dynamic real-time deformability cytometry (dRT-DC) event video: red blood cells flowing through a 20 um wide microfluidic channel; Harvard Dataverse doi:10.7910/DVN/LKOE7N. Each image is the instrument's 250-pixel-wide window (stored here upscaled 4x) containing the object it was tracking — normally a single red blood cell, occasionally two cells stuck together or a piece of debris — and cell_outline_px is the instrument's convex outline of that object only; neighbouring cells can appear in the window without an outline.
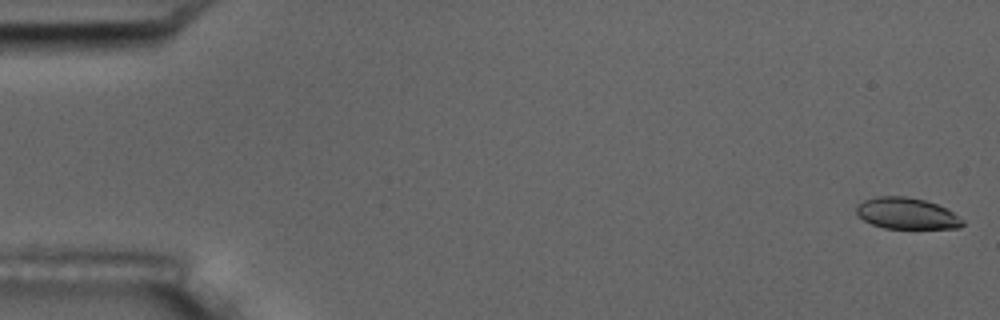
{"species": "common noctule bat (a hibernating species)", "species_latin": "Nyctalus noctula", "temperature_condition": "room temperature", "stored_images_in_passage": 5, "camera_frame_rate_fps": 3000, "um_per_image_px": 0.085, "animal": {"sex": "male", "body_mass_g": 17.5, "forearm_length_mm": 52.3}, "frame": {"image": 1, "passage_image": 1, "time_ms": 0.0, "image_size_px": [1000, 320], "cell_outline_px": [[964, 224], [960, 228], [884, 228], [872, 224], [864, 220], [856, 212], [856, 204], [864, 200], [880, 196], [904, 196], [924, 200], [936, 204], [952, 212], [964, 220]], "centroid_in_image_um": [77.06, 18.14], "position_along_channel_um": 7.9, "area_um2": 19.19}}
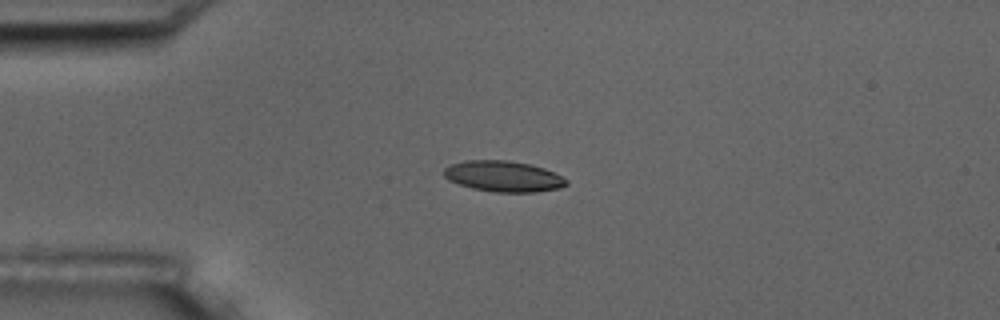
{"frame": {"image": 2, "passage_image": 4, "time_ms": 4.333, "image_size_px": [1000, 320], "cell_outline_px": [[568, 184], [560, 188], [536, 192], [492, 192], [472, 188], [448, 180], [444, 176], [444, 168], [452, 164], [464, 160], [508, 160], [528, 164], [544, 168], [556, 172], [568, 180]], "centroid_in_image_um": [42.81, 14.99], "position_along_channel_um": 42.2, "area_um2": 22.14}}